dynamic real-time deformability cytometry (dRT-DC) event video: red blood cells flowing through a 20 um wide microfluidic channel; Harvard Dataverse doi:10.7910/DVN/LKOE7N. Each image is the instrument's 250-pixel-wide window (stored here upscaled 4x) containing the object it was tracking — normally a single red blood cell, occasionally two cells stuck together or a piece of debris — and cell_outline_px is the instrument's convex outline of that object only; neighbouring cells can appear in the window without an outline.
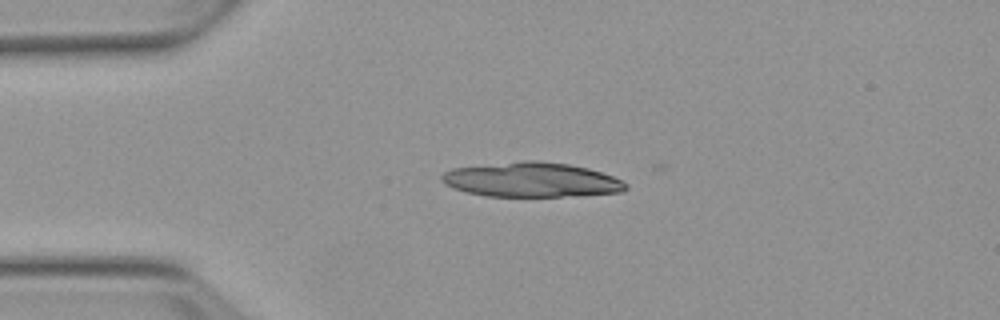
{"species": "Egyptian fruit bat (a non-hibernating species)", "species_latin": "Rousettus aegyptiacus", "temperature_condition": "warm", "stored_images_in_passage": 5, "camera_frame_rate_fps": 3000, "um_per_image_px": 0.085, "animal": {"sex": "female"}, "frame": {"image": 1, "passage_image": 4, "time_ms": 3.667, "image_size_px": [1000, 320], "cell_outline_px": [[628, 188], [620, 192], [580, 196], [484, 196], [464, 192], [452, 188], [444, 184], [440, 180], [440, 176], [444, 172], [452, 168], [520, 160], [540, 160], [568, 164], [588, 168], [612, 176], [628, 184]], "centroid_in_image_um": [45.13, 15.28], "position_along_channel_um": 39.9, "area_um2": 37.57}}